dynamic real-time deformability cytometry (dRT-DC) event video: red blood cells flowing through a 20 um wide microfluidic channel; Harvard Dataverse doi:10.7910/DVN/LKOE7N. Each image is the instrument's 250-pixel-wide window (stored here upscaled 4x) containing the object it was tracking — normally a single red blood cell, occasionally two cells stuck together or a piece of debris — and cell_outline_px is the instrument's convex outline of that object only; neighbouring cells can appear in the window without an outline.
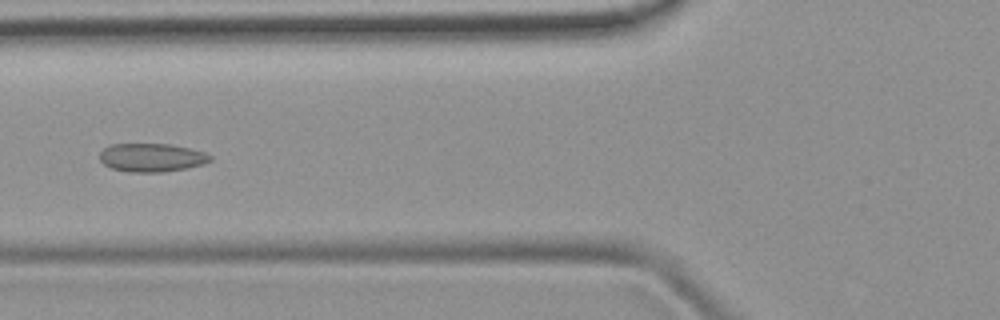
{"species": "common noctule bat (a hibernating species)", "species_latin": "Nyctalus noctula", "temperature_condition": "room temperature", "stored_images_in_passage": 5, "camera_frame_rate_fps": 3000, "um_per_image_px": 0.085, "animal": {"sex": "female", "body_mass_g": 19.9}, "frame": {"image": 1, "passage_image": 4, "time_ms": 3.333, "image_size_px": [1000, 320], "cell_outline_px": [[212, 160], [204, 164], [188, 168], [164, 172], [128, 172], [112, 168], [104, 164], [100, 160], [100, 152], [104, 148], [112, 144], [172, 144], [204, 152], [212, 156]], "centroid_in_image_um": [12.91, 13.4], "position_along_channel_um": 112.9, "area_um2": 18.38}}
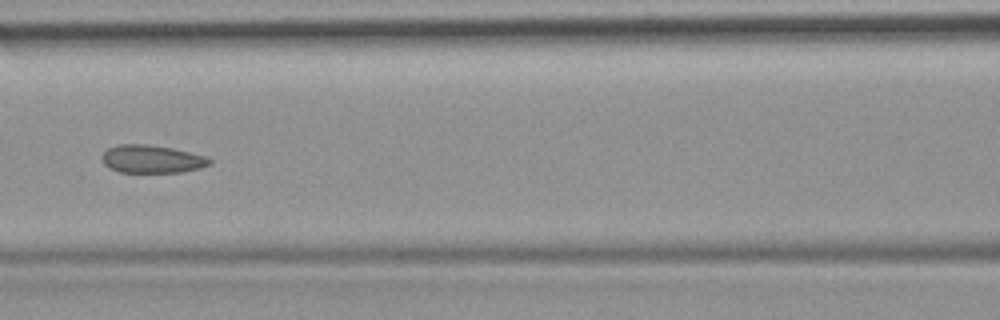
{"frame": {"image": 2, "passage_image": 5, "time_ms": 4.333, "image_size_px": [1000, 320], "cell_outline_px": [[212, 164], [200, 168], [180, 172], [120, 172], [108, 168], [104, 164], [100, 156], [108, 148], [116, 144], [148, 144], [172, 148], [204, 156], [212, 160]], "centroid_in_image_um": [12.87, 13.52], "position_along_channel_um": 153.7, "area_um2": 17.57}}